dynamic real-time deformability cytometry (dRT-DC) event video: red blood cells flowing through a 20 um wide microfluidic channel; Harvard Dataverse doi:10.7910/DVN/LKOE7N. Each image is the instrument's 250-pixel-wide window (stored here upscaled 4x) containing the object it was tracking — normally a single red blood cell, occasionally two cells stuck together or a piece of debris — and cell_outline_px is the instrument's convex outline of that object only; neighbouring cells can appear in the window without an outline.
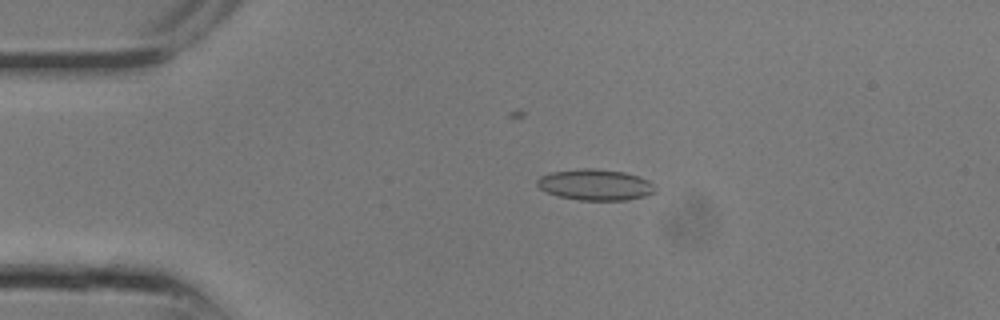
{"species": "common noctule bat (a hibernating species)", "species_latin": "Nyctalus noctula", "temperature_condition": "room temperature", "stored_images_in_passage": 16, "camera_frame_rate_fps": 3000, "um_per_image_px": 0.085, "animal": {"sex": "male", "body_mass_g": 13.3}, "frame": {"image": 1, "passage_image": 6, "time_ms": 1.667, "image_size_px": [1000, 320], "cell_outline_px": [[656, 192], [644, 196], [628, 200], [580, 200], [560, 196], [548, 192], [540, 188], [536, 184], [536, 180], [540, 176], [552, 172], [580, 168], [596, 168], [624, 172], [640, 176], [648, 180], [656, 188]], "centroid_in_image_um": [50.62, 15.69], "position_along_channel_um": 34.4, "area_um2": 21.39}}
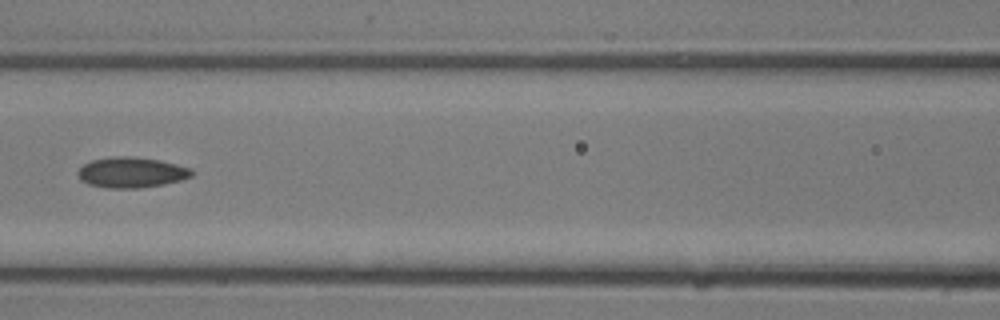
{"frame": {"image": 2, "passage_image": 12, "time_ms": 3.667, "image_size_px": [1000, 320], "cell_outline_px": [[196, 172], [192, 176], [180, 180], [164, 184], [136, 188], [108, 188], [88, 184], [80, 180], [76, 172], [84, 164], [92, 160], [112, 156], [128, 156], [160, 160], [192, 168]], "centroid_in_image_um": [11.18, 14.65], "position_along_channel_um": 155.4, "area_um2": 20.35}}
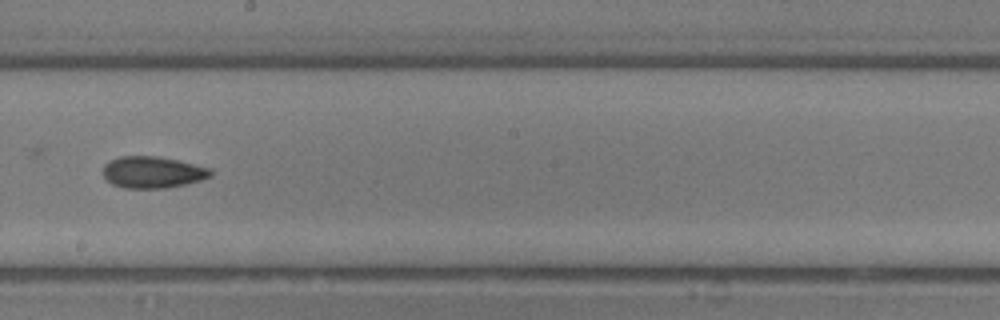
{"frame": {"image": 3, "passage_image": 15, "time_ms": 4.667, "image_size_px": [1000, 320], "cell_outline_px": [[212, 176], [200, 180], [184, 184], [164, 188], [124, 188], [112, 184], [104, 176], [104, 164], [108, 160], [120, 156], [156, 156], [176, 160], [212, 168]], "centroid_in_image_um": [12.96, 14.63], "position_along_channel_um": 235.2, "area_um2": 19.77}}